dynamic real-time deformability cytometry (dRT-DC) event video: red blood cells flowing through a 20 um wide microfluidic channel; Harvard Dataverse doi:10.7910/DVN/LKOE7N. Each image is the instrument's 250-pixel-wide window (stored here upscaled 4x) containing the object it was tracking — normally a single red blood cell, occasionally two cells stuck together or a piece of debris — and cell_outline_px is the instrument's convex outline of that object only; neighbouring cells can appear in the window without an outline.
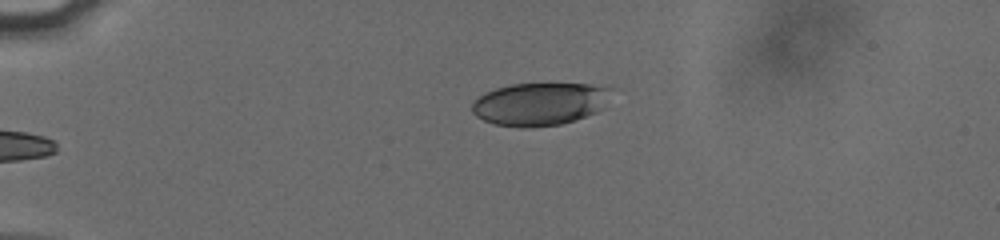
{"species": "human", "species_latin": "Homo sapiens", "temperature_condition": "cold", "stored_images_in_passage": 43, "camera_frame_rate_fps": 3000, "um_per_image_px": 0.085, "donor": {"sex": "male"}, "frame": {"image": 1, "passage_image": 2, "time_ms": 0.333, "image_size_px": [1000, 240], "cell_outline_px": [[612, 88], [604, 108], [596, 112], [576, 120], [560, 124], [528, 128], [520, 128], [492, 124], [476, 116], [472, 112], [472, 100], [484, 92], [496, 88], [512, 84], [588, 84]], "centroid_in_image_um": [45.84, 8.85], "position_along_channel_um": 39.2, "area_um2": 34.97}}
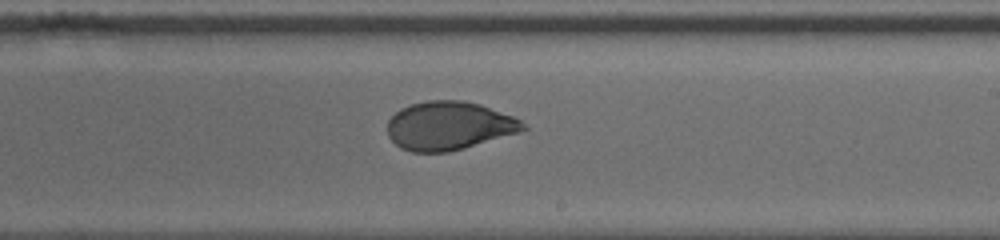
{"frame": {"image": 2, "passage_image": 23, "time_ms": 7.333, "image_size_px": [1000, 240], "cell_outline_px": [[528, 128], [520, 132], [448, 152], [412, 152], [400, 148], [388, 136], [388, 120], [400, 108], [412, 104], [428, 100], [464, 100], [480, 104], [512, 116], [520, 120]], "centroid_in_image_um": [38.15, 10.68], "position_along_channel_um": 250.9, "area_um2": 38.15}}
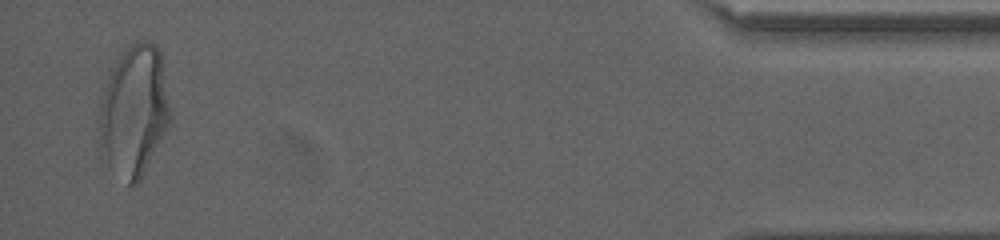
{"frame": {"image": 3, "passage_image": 42, "time_ms": 13.667, "image_size_px": [1000, 240], "cell_outline_px": [[172, 120], [140, 180], [132, 188], [128, 188], [100, 156], [100, 104], [112, 68], [120, 56], [136, 40], [144, 40], [156, 44], [160, 52]], "centroid_in_image_um": [11.4, 9.51], "position_along_channel_um": 423.8, "area_um2": 54.16}, "authors_computed_cell_mechanics": {"area_um2": 38.8416, "velocity_mm_per_s": 3.8201, "shape_relaxation_time_tau1_ms": 5.3609, "shape_relaxation_time_tau2_ms": 0.8705, "deformation_change_tau1": 0.1791, "deformation_change_tau2": 0.0487}}